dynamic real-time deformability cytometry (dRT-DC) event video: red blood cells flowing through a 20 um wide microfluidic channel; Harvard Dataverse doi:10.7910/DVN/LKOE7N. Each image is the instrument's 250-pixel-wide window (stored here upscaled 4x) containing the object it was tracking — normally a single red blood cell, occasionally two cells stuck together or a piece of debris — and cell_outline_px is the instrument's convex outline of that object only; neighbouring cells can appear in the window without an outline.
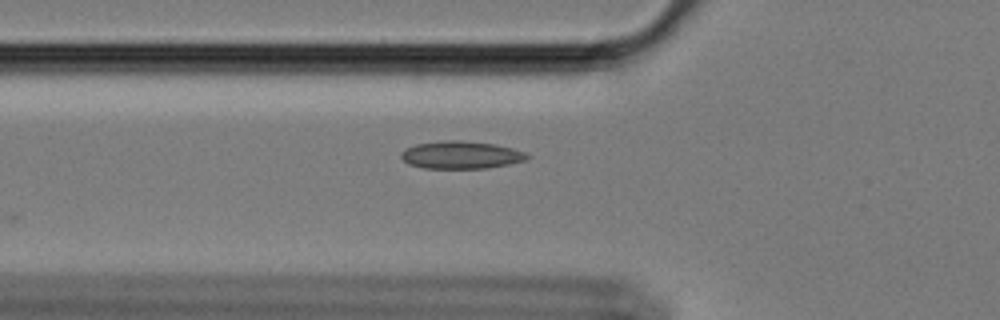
{"species": "Egyptian fruit bat (a non-hibernating species)", "species_latin": "Rousettus aegyptiacus", "temperature_condition": "cold", "stored_images_in_passage": 8, "camera_frame_rate_fps": 3000, "um_per_image_px": 0.085, "animal": {"sex": "female"}, "frame": {"image": 1, "passage_image": 2, "time_ms": 0.333, "image_size_px": [1000, 320], "cell_outline_px": [[532, 156], [524, 160], [508, 164], [484, 168], [424, 168], [408, 164], [400, 156], [400, 152], [404, 148], [416, 144], [444, 140], [460, 140], [496, 144], [512, 148], [524, 152]], "centroid_in_image_um": [39.15, 13.16], "position_along_channel_um": 86.6, "area_um2": 20.29}}
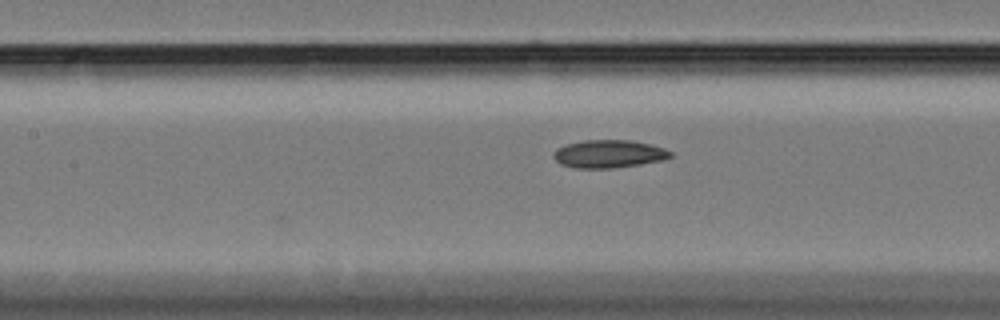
{"frame": {"image": 2, "passage_image": 8, "time_ms": 2.333, "image_size_px": [1000, 320], "cell_outline_px": [[672, 156], [664, 160], [640, 164], [612, 168], [576, 168], [560, 164], [552, 156], [552, 152], [556, 148], [564, 144], [584, 140], [632, 140], [652, 144], [664, 148], [672, 152]], "centroid_in_image_um": [51.73, 13.07], "position_along_channel_um": 155.7, "area_um2": 19.25}}